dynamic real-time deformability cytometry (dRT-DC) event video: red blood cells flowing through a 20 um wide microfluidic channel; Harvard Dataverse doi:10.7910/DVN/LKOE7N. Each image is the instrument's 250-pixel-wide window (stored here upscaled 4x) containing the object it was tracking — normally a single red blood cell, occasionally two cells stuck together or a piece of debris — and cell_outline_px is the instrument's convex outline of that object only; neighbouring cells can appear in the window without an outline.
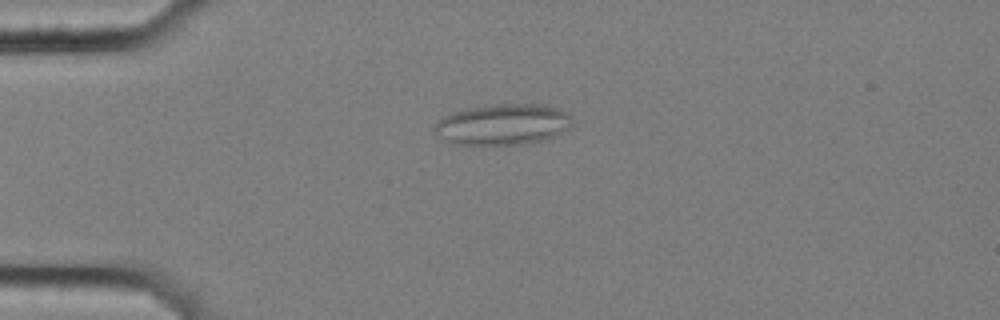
{"species": "common noctule bat (a hibernating species)", "species_latin": "Nyctalus noctula", "temperature_condition": "cold", "stored_images_in_passage": 50, "segment_of_instrument_passage": [1, 2], "camera_frame_rate_fps": 3000, "um_per_image_px": 0.085, "animal": {"sex": "female", "body_mass_g": 25.1}, "frame": {"image": 1, "passage_image": 7, "time_ms": 2.0, "image_size_px": [1000, 320], "cell_outline_px": [[572, 128], [556, 136], [524, 144], [452, 144], [436, 136], [432, 132], [432, 128], [444, 116], [452, 112], [484, 104], [540, 104], [556, 108], [572, 116]], "centroid_in_image_um": [42.72, 10.57], "position_along_channel_um": 42.3, "area_um2": 33.18}}